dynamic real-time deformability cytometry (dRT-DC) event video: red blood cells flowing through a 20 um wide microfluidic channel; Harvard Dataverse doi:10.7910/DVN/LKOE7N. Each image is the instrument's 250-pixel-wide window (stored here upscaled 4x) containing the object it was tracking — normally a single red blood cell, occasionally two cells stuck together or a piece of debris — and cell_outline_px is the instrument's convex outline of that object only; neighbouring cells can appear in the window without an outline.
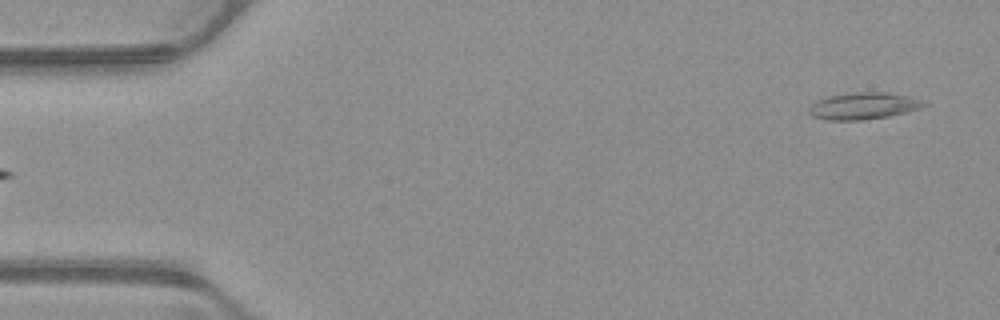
{"species": "common noctule bat (a hibernating species)", "species_latin": "Nyctalus noctula", "temperature_condition": "warm", "stored_images_in_passage": 52, "camera_frame_rate_fps": 3000, "um_per_image_px": 0.085, "animal": {"sex": "male", "body_mass_g": 23.1, "forearm_length_mm": 52.7}, "frame": {"image": 1, "passage_image": 2, "time_ms": 0.333, "image_size_px": [1000, 320], "cell_outline_px": [[928, 104], [920, 108], [888, 116], [864, 120], [828, 120], [812, 116], [808, 112], [808, 108], [812, 104], [828, 96], [852, 92], [888, 92], [928, 100]], "centroid_in_image_um": [73.44, 8.99], "position_along_channel_um": 11.6, "area_um2": 18.03}}
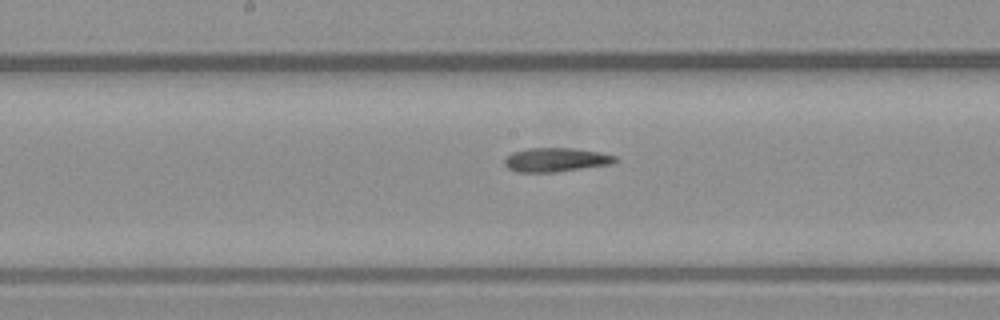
{"frame": {"image": 2, "passage_image": 26, "time_ms": 8.333, "image_size_px": [1000, 320], "cell_outline_px": [[616, 160], [612, 164], [556, 172], [516, 172], [508, 168], [504, 164], [504, 160], [512, 152], [524, 148], [572, 148], [600, 152], [616, 156]], "centroid_in_image_um": [47.22, 13.58], "position_along_channel_um": 201.0, "area_um2": 15.49}}
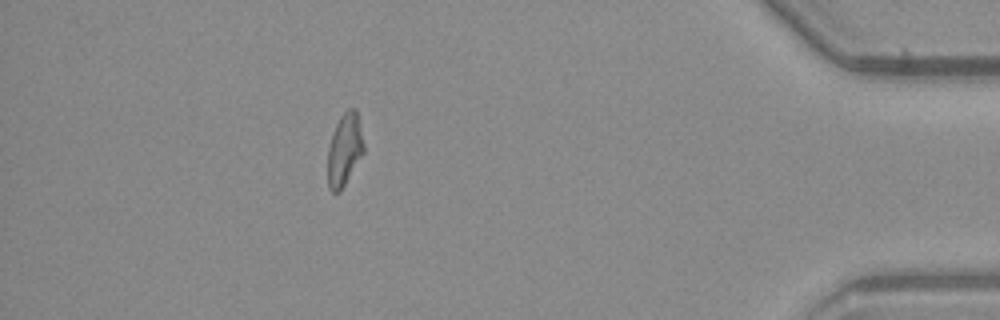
{"frame": {"image": 3, "passage_image": 46, "time_ms": 15.0, "image_size_px": [1000, 320], "cell_outline_px": [[364, 152], [340, 192], [332, 192], [328, 188], [328, 148], [336, 124], [340, 116], [348, 108], [356, 108], [364, 144]], "centroid_in_image_um": [29.28, 12.72], "position_along_channel_um": 405.9, "area_um2": 15.09}, "authors_computed_cell_mechanics": {"area_um2": 16.0684, "velocity_mm_per_s": 3.8935, "shape_relaxation_time_tau1_ms": null, "shape_relaxation_time_tau2_ms": 7.562, "deformation_change_tau1": null, "deformation_change_tau2": 0.192}}